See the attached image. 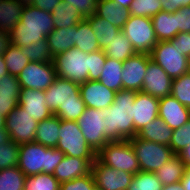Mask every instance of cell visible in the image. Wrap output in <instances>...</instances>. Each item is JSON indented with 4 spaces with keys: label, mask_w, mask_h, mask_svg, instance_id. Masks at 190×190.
I'll return each instance as SVG.
<instances>
[{
    "label": "cell",
    "mask_w": 190,
    "mask_h": 190,
    "mask_svg": "<svg viewBox=\"0 0 190 190\" xmlns=\"http://www.w3.org/2000/svg\"><path fill=\"white\" fill-rule=\"evenodd\" d=\"M136 91L122 89L115 94L113 104L105 112L104 134L110 141L129 140L137 135L133 122Z\"/></svg>",
    "instance_id": "obj_1"
},
{
    "label": "cell",
    "mask_w": 190,
    "mask_h": 190,
    "mask_svg": "<svg viewBox=\"0 0 190 190\" xmlns=\"http://www.w3.org/2000/svg\"><path fill=\"white\" fill-rule=\"evenodd\" d=\"M47 107L62 120L77 121L86 106L80 95V85L60 77L44 91Z\"/></svg>",
    "instance_id": "obj_2"
},
{
    "label": "cell",
    "mask_w": 190,
    "mask_h": 190,
    "mask_svg": "<svg viewBox=\"0 0 190 190\" xmlns=\"http://www.w3.org/2000/svg\"><path fill=\"white\" fill-rule=\"evenodd\" d=\"M53 30L52 13L32 5L24 6L20 21L9 33L10 42L22 48L46 39Z\"/></svg>",
    "instance_id": "obj_3"
},
{
    "label": "cell",
    "mask_w": 190,
    "mask_h": 190,
    "mask_svg": "<svg viewBox=\"0 0 190 190\" xmlns=\"http://www.w3.org/2000/svg\"><path fill=\"white\" fill-rule=\"evenodd\" d=\"M65 154L59 149L31 142L19 146L17 166L26 175L39 173L53 174Z\"/></svg>",
    "instance_id": "obj_4"
},
{
    "label": "cell",
    "mask_w": 190,
    "mask_h": 190,
    "mask_svg": "<svg viewBox=\"0 0 190 190\" xmlns=\"http://www.w3.org/2000/svg\"><path fill=\"white\" fill-rule=\"evenodd\" d=\"M57 77L83 84L89 80L90 53L75 47L53 57Z\"/></svg>",
    "instance_id": "obj_5"
},
{
    "label": "cell",
    "mask_w": 190,
    "mask_h": 190,
    "mask_svg": "<svg viewBox=\"0 0 190 190\" xmlns=\"http://www.w3.org/2000/svg\"><path fill=\"white\" fill-rule=\"evenodd\" d=\"M96 158L104 165L135 175L140 172L138 159L129 140L110 141L97 153Z\"/></svg>",
    "instance_id": "obj_6"
},
{
    "label": "cell",
    "mask_w": 190,
    "mask_h": 190,
    "mask_svg": "<svg viewBox=\"0 0 190 190\" xmlns=\"http://www.w3.org/2000/svg\"><path fill=\"white\" fill-rule=\"evenodd\" d=\"M138 159L140 171L156 172L173 156L168 145H162L137 136L129 139Z\"/></svg>",
    "instance_id": "obj_7"
},
{
    "label": "cell",
    "mask_w": 190,
    "mask_h": 190,
    "mask_svg": "<svg viewBox=\"0 0 190 190\" xmlns=\"http://www.w3.org/2000/svg\"><path fill=\"white\" fill-rule=\"evenodd\" d=\"M56 149L71 157L96 159V153L87 144L77 121L61 119Z\"/></svg>",
    "instance_id": "obj_8"
},
{
    "label": "cell",
    "mask_w": 190,
    "mask_h": 190,
    "mask_svg": "<svg viewBox=\"0 0 190 190\" xmlns=\"http://www.w3.org/2000/svg\"><path fill=\"white\" fill-rule=\"evenodd\" d=\"M122 31L136 53L150 55L158 43L151 18L130 15Z\"/></svg>",
    "instance_id": "obj_9"
},
{
    "label": "cell",
    "mask_w": 190,
    "mask_h": 190,
    "mask_svg": "<svg viewBox=\"0 0 190 190\" xmlns=\"http://www.w3.org/2000/svg\"><path fill=\"white\" fill-rule=\"evenodd\" d=\"M150 56L172 79L190 71V58L181 54V51L169 41L158 42Z\"/></svg>",
    "instance_id": "obj_10"
},
{
    "label": "cell",
    "mask_w": 190,
    "mask_h": 190,
    "mask_svg": "<svg viewBox=\"0 0 190 190\" xmlns=\"http://www.w3.org/2000/svg\"><path fill=\"white\" fill-rule=\"evenodd\" d=\"M77 123L87 144L95 153L110 142L104 134V110L86 107L83 114L78 118Z\"/></svg>",
    "instance_id": "obj_11"
},
{
    "label": "cell",
    "mask_w": 190,
    "mask_h": 190,
    "mask_svg": "<svg viewBox=\"0 0 190 190\" xmlns=\"http://www.w3.org/2000/svg\"><path fill=\"white\" fill-rule=\"evenodd\" d=\"M38 122L18 105L6 116L5 129L11 141L18 145L35 142Z\"/></svg>",
    "instance_id": "obj_12"
},
{
    "label": "cell",
    "mask_w": 190,
    "mask_h": 190,
    "mask_svg": "<svg viewBox=\"0 0 190 190\" xmlns=\"http://www.w3.org/2000/svg\"><path fill=\"white\" fill-rule=\"evenodd\" d=\"M57 77L53 61L33 62L29 64L17 76L21 89L45 91Z\"/></svg>",
    "instance_id": "obj_13"
},
{
    "label": "cell",
    "mask_w": 190,
    "mask_h": 190,
    "mask_svg": "<svg viewBox=\"0 0 190 190\" xmlns=\"http://www.w3.org/2000/svg\"><path fill=\"white\" fill-rule=\"evenodd\" d=\"M91 173L96 187L100 190H127L134 176L124 170L118 171L108 167L97 158L92 164Z\"/></svg>",
    "instance_id": "obj_14"
},
{
    "label": "cell",
    "mask_w": 190,
    "mask_h": 190,
    "mask_svg": "<svg viewBox=\"0 0 190 190\" xmlns=\"http://www.w3.org/2000/svg\"><path fill=\"white\" fill-rule=\"evenodd\" d=\"M173 79L155 63L152 59L148 61L141 92L161 99L170 96Z\"/></svg>",
    "instance_id": "obj_15"
},
{
    "label": "cell",
    "mask_w": 190,
    "mask_h": 190,
    "mask_svg": "<svg viewBox=\"0 0 190 190\" xmlns=\"http://www.w3.org/2000/svg\"><path fill=\"white\" fill-rule=\"evenodd\" d=\"M150 59L149 54L136 53L123 62L122 89L141 92Z\"/></svg>",
    "instance_id": "obj_16"
},
{
    "label": "cell",
    "mask_w": 190,
    "mask_h": 190,
    "mask_svg": "<svg viewBox=\"0 0 190 190\" xmlns=\"http://www.w3.org/2000/svg\"><path fill=\"white\" fill-rule=\"evenodd\" d=\"M116 92L98 80L80 84V95L86 107L103 110L113 104Z\"/></svg>",
    "instance_id": "obj_17"
},
{
    "label": "cell",
    "mask_w": 190,
    "mask_h": 190,
    "mask_svg": "<svg viewBox=\"0 0 190 190\" xmlns=\"http://www.w3.org/2000/svg\"><path fill=\"white\" fill-rule=\"evenodd\" d=\"M159 100L149 94L142 92L136 93V98L133 104V122L134 129L138 133L149 122L158 117Z\"/></svg>",
    "instance_id": "obj_18"
},
{
    "label": "cell",
    "mask_w": 190,
    "mask_h": 190,
    "mask_svg": "<svg viewBox=\"0 0 190 190\" xmlns=\"http://www.w3.org/2000/svg\"><path fill=\"white\" fill-rule=\"evenodd\" d=\"M18 105L38 123L53 115L51 110L47 107L45 94L42 90H33L30 88L21 89Z\"/></svg>",
    "instance_id": "obj_19"
},
{
    "label": "cell",
    "mask_w": 190,
    "mask_h": 190,
    "mask_svg": "<svg viewBox=\"0 0 190 190\" xmlns=\"http://www.w3.org/2000/svg\"><path fill=\"white\" fill-rule=\"evenodd\" d=\"M158 116L174 130L190 120V109L170 95L159 100Z\"/></svg>",
    "instance_id": "obj_20"
},
{
    "label": "cell",
    "mask_w": 190,
    "mask_h": 190,
    "mask_svg": "<svg viewBox=\"0 0 190 190\" xmlns=\"http://www.w3.org/2000/svg\"><path fill=\"white\" fill-rule=\"evenodd\" d=\"M95 159H84L65 155L54 170V177L60 182L70 181L91 173Z\"/></svg>",
    "instance_id": "obj_21"
},
{
    "label": "cell",
    "mask_w": 190,
    "mask_h": 190,
    "mask_svg": "<svg viewBox=\"0 0 190 190\" xmlns=\"http://www.w3.org/2000/svg\"><path fill=\"white\" fill-rule=\"evenodd\" d=\"M20 92L21 87L16 76L7 74L0 77V114L2 116L6 117L18 106Z\"/></svg>",
    "instance_id": "obj_22"
},
{
    "label": "cell",
    "mask_w": 190,
    "mask_h": 190,
    "mask_svg": "<svg viewBox=\"0 0 190 190\" xmlns=\"http://www.w3.org/2000/svg\"><path fill=\"white\" fill-rule=\"evenodd\" d=\"M172 134L173 130L158 116L144 126L136 136L141 139L169 146Z\"/></svg>",
    "instance_id": "obj_23"
},
{
    "label": "cell",
    "mask_w": 190,
    "mask_h": 190,
    "mask_svg": "<svg viewBox=\"0 0 190 190\" xmlns=\"http://www.w3.org/2000/svg\"><path fill=\"white\" fill-rule=\"evenodd\" d=\"M60 124L61 119L56 115L40 121L36 129L35 142L46 147L56 148L59 140Z\"/></svg>",
    "instance_id": "obj_24"
},
{
    "label": "cell",
    "mask_w": 190,
    "mask_h": 190,
    "mask_svg": "<svg viewBox=\"0 0 190 190\" xmlns=\"http://www.w3.org/2000/svg\"><path fill=\"white\" fill-rule=\"evenodd\" d=\"M95 13L121 30L130 16L128 9L118 6L112 0H98Z\"/></svg>",
    "instance_id": "obj_25"
},
{
    "label": "cell",
    "mask_w": 190,
    "mask_h": 190,
    "mask_svg": "<svg viewBox=\"0 0 190 190\" xmlns=\"http://www.w3.org/2000/svg\"><path fill=\"white\" fill-rule=\"evenodd\" d=\"M75 32L77 25L72 27L54 29L47 37V43L50 46L52 57L73 48L75 45Z\"/></svg>",
    "instance_id": "obj_26"
},
{
    "label": "cell",
    "mask_w": 190,
    "mask_h": 190,
    "mask_svg": "<svg viewBox=\"0 0 190 190\" xmlns=\"http://www.w3.org/2000/svg\"><path fill=\"white\" fill-rule=\"evenodd\" d=\"M151 19L158 42L170 41L177 35V22L174 12L160 11Z\"/></svg>",
    "instance_id": "obj_27"
},
{
    "label": "cell",
    "mask_w": 190,
    "mask_h": 190,
    "mask_svg": "<svg viewBox=\"0 0 190 190\" xmlns=\"http://www.w3.org/2000/svg\"><path fill=\"white\" fill-rule=\"evenodd\" d=\"M96 36L100 49L110 44V41L121 31L120 28L110 24L107 20L99 17L96 13L85 18Z\"/></svg>",
    "instance_id": "obj_28"
},
{
    "label": "cell",
    "mask_w": 190,
    "mask_h": 190,
    "mask_svg": "<svg viewBox=\"0 0 190 190\" xmlns=\"http://www.w3.org/2000/svg\"><path fill=\"white\" fill-rule=\"evenodd\" d=\"M24 5L17 0H1L0 2V30L10 31L20 21Z\"/></svg>",
    "instance_id": "obj_29"
},
{
    "label": "cell",
    "mask_w": 190,
    "mask_h": 190,
    "mask_svg": "<svg viewBox=\"0 0 190 190\" xmlns=\"http://www.w3.org/2000/svg\"><path fill=\"white\" fill-rule=\"evenodd\" d=\"M54 29L76 26L84 18L78 10L65 1H61L52 11Z\"/></svg>",
    "instance_id": "obj_30"
},
{
    "label": "cell",
    "mask_w": 190,
    "mask_h": 190,
    "mask_svg": "<svg viewBox=\"0 0 190 190\" xmlns=\"http://www.w3.org/2000/svg\"><path fill=\"white\" fill-rule=\"evenodd\" d=\"M123 62L106 57L99 82L115 92L122 90Z\"/></svg>",
    "instance_id": "obj_31"
},
{
    "label": "cell",
    "mask_w": 190,
    "mask_h": 190,
    "mask_svg": "<svg viewBox=\"0 0 190 190\" xmlns=\"http://www.w3.org/2000/svg\"><path fill=\"white\" fill-rule=\"evenodd\" d=\"M186 166L178 155H174L155 174L163 186L179 183L184 177Z\"/></svg>",
    "instance_id": "obj_32"
},
{
    "label": "cell",
    "mask_w": 190,
    "mask_h": 190,
    "mask_svg": "<svg viewBox=\"0 0 190 190\" xmlns=\"http://www.w3.org/2000/svg\"><path fill=\"white\" fill-rule=\"evenodd\" d=\"M106 57L124 62L127 58L136 54L132 44L121 30L110 44L103 48Z\"/></svg>",
    "instance_id": "obj_33"
},
{
    "label": "cell",
    "mask_w": 190,
    "mask_h": 190,
    "mask_svg": "<svg viewBox=\"0 0 190 190\" xmlns=\"http://www.w3.org/2000/svg\"><path fill=\"white\" fill-rule=\"evenodd\" d=\"M74 47L85 53H91L100 50L96 36L86 19L81 20L77 24Z\"/></svg>",
    "instance_id": "obj_34"
},
{
    "label": "cell",
    "mask_w": 190,
    "mask_h": 190,
    "mask_svg": "<svg viewBox=\"0 0 190 190\" xmlns=\"http://www.w3.org/2000/svg\"><path fill=\"white\" fill-rule=\"evenodd\" d=\"M3 58L9 74L16 77L30 62L28 57L22 54V48L14 44H10L5 50Z\"/></svg>",
    "instance_id": "obj_35"
},
{
    "label": "cell",
    "mask_w": 190,
    "mask_h": 190,
    "mask_svg": "<svg viewBox=\"0 0 190 190\" xmlns=\"http://www.w3.org/2000/svg\"><path fill=\"white\" fill-rule=\"evenodd\" d=\"M23 190H60V182L53 174L28 175L25 177Z\"/></svg>",
    "instance_id": "obj_36"
},
{
    "label": "cell",
    "mask_w": 190,
    "mask_h": 190,
    "mask_svg": "<svg viewBox=\"0 0 190 190\" xmlns=\"http://www.w3.org/2000/svg\"><path fill=\"white\" fill-rule=\"evenodd\" d=\"M25 177L18 166L0 170V190H23Z\"/></svg>",
    "instance_id": "obj_37"
},
{
    "label": "cell",
    "mask_w": 190,
    "mask_h": 190,
    "mask_svg": "<svg viewBox=\"0 0 190 190\" xmlns=\"http://www.w3.org/2000/svg\"><path fill=\"white\" fill-rule=\"evenodd\" d=\"M22 54L27 56L29 61L50 62L53 61L50 46L46 39L31 43L29 46L22 47Z\"/></svg>",
    "instance_id": "obj_38"
},
{
    "label": "cell",
    "mask_w": 190,
    "mask_h": 190,
    "mask_svg": "<svg viewBox=\"0 0 190 190\" xmlns=\"http://www.w3.org/2000/svg\"><path fill=\"white\" fill-rule=\"evenodd\" d=\"M162 183L155 172H137L127 190H162Z\"/></svg>",
    "instance_id": "obj_39"
},
{
    "label": "cell",
    "mask_w": 190,
    "mask_h": 190,
    "mask_svg": "<svg viewBox=\"0 0 190 190\" xmlns=\"http://www.w3.org/2000/svg\"><path fill=\"white\" fill-rule=\"evenodd\" d=\"M170 95L190 109V71L173 79Z\"/></svg>",
    "instance_id": "obj_40"
},
{
    "label": "cell",
    "mask_w": 190,
    "mask_h": 190,
    "mask_svg": "<svg viewBox=\"0 0 190 190\" xmlns=\"http://www.w3.org/2000/svg\"><path fill=\"white\" fill-rule=\"evenodd\" d=\"M162 11L160 0H134L129 7L130 15L152 18Z\"/></svg>",
    "instance_id": "obj_41"
},
{
    "label": "cell",
    "mask_w": 190,
    "mask_h": 190,
    "mask_svg": "<svg viewBox=\"0 0 190 190\" xmlns=\"http://www.w3.org/2000/svg\"><path fill=\"white\" fill-rule=\"evenodd\" d=\"M19 146L20 145L10 139L0 144V170L17 166Z\"/></svg>",
    "instance_id": "obj_42"
},
{
    "label": "cell",
    "mask_w": 190,
    "mask_h": 190,
    "mask_svg": "<svg viewBox=\"0 0 190 190\" xmlns=\"http://www.w3.org/2000/svg\"><path fill=\"white\" fill-rule=\"evenodd\" d=\"M188 145H190V120L173 130L169 147L174 155H178Z\"/></svg>",
    "instance_id": "obj_43"
},
{
    "label": "cell",
    "mask_w": 190,
    "mask_h": 190,
    "mask_svg": "<svg viewBox=\"0 0 190 190\" xmlns=\"http://www.w3.org/2000/svg\"><path fill=\"white\" fill-rule=\"evenodd\" d=\"M96 187L93 174L60 183V190H93Z\"/></svg>",
    "instance_id": "obj_44"
},
{
    "label": "cell",
    "mask_w": 190,
    "mask_h": 190,
    "mask_svg": "<svg viewBox=\"0 0 190 190\" xmlns=\"http://www.w3.org/2000/svg\"><path fill=\"white\" fill-rule=\"evenodd\" d=\"M106 55L103 49L90 53L89 80L97 81L103 71Z\"/></svg>",
    "instance_id": "obj_45"
},
{
    "label": "cell",
    "mask_w": 190,
    "mask_h": 190,
    "mask_svg": "<svg viewBox=\"0 0 190 190\" xmlns=\"http://www.w3.org/2000/svg\"><path fill=\"white\" fill-rule=\"evenodd\" d=\"M73 5L85 19L96 12L98 0H61Z\"/></svg>",
    "instance_id": "obj_46"
},
{
    "label": "cell",
    "mask_w": 190,
    "mask_h": 190,
    "mask_svg": "<svg viewBox=\"0 0 190 190\" xmlns=\"http://www.w3.org/2000/svg\"><path fill=\"white\" fill-rule=\"evenodd\" d=\"M174 13L177 22V34L179 32H190V5L182 7Z\"/></svg>",
    "instance_id": "obj_47"
},
{
    "label": "cell",
    "mask_w": 190,
    "mask_h": 190,
    "mask_svg": "<svg viewBox=\"0 0 190 190\" xmlns=\"http://www.w3.org/2000/svg\"><path fill=\"white\" fill-rule=\"evenodd\" d=\"M169 42L176 46L181 51V54L190 58V32H179Z\"/></svg>",
    "instance_id": "obj_48"
},
{
    "label": "cell",
    "mask_w": 190,
    "mask_h": 190,
    "mask_svg": "<svg viewBox=\"0 0 190 190\" xmlns=\"http://www.w3.org/2000/svg\"><path fill=\"white\" fill-rule=\"evenodd\" d=\"M162 11L173 13L182 7L189 6L190 0H160Z\"/></svg>",
    "instance_id": "obj_49"
},
{
    "label": "cell",
    "mask_w": 190,
    "mask_h": 190,
    "mask_svg": "<svg viewBox=\"0 0 190 190\" xmlns=\"http://www.w3.org/2000/svg\"><path fill=\"white\" fill-rule=\"evenodd\" d=\"M61 2V0H34L32 6L41 10L52 13L53 9Z\"/></svg>",
    "instance_id": "obj_50"
},
{
    "label": "cell",
    "mask_w": 190,
    "mask_h": 190,
    "mask_svg": "<svg viewBox=\"0 0 190 190\" xmlns=\"http://www.w3.org/2000/svg\"><path fill=\"white\" fill-rule=\"evenodd\" d=\"M10 44L11 42L9 34L0 30V55H3V53L9 47Z\"/></svg>",
    "instance_id": "obj_51"
},
{
    "label": "cell",
    "mask_w": 190,
    "mask_h": 190,
    "mask_svg": "<svg viewBox=\"0 0 190 190\" xmlns=\"http://www.w3.org/2000/svg\"><path fill=\"white\" fill-rule=\"evenodd\" d=\"M6 117L0 114V144L5 143L9 136L5 129Z\"/></svg>",
    "instance_id": "obj_52"
},
{
    "label": "cell",
    "mask_w": 190,
    "mask_h": 190,
    "mask_svg": "<svg viewBox=\"0 0 190 190\" xmlns=\"http://www.w3.org/2000/svg\"><path fill=\"white\" fill-rule=\"evenodd\" d=\"M186 167H190V145L186 146L182 152L178 154Z\"/></svg>",
    "instance_id": "obj_53"
},
{
    "label": "cell",
    "mask_w": 190,
    "mask_h": 190,
    "mask_svg": "<svg viewBox=\"0 0 190 190\" xmlns=\"http://www.w3.org/2000/svg\"><path fill=\"white\" fill-rule=\"evenodd\" d=\"M184 190H190V167H186L184 177L181 179Z\"/></svg>",
    "instance_id": "obj_54"
},
{
    "label": "cell",
    "mask_w": 190,
    "mask_h": 190,
    "mask_svg": "<svg viewBox=\"0 0 190 190\" xmlns=\"http://www.w3.org/2000/svg\"><path fill=\"white\" fill-rule=\"evenodd\" d=\"M9 74L8 69L6 67L3 55H0V77Z\"/></svg>",
    "instance_id": "obj_55"
},
{
    "label": "cell",
    "mask_w": 190,
    "mask_h": 190,
    "mask_svg": "<svg viewBox=\"0 0 190 190\" xmlns=\"http://www.w3.org/2000/svg\"><path fill=\"white\" fill-rule=\"evenodd\" d=\"M112 1L115 2L118 6L129 10L130 4L134 0H112Z\"/></svg>",
    "instance_id": "obj_56"
},
{
    "label": "cell",
    "mask_w": 190,
    "mask_h": 190,
    "mask_svg": "<svg viewBox=\"0 0 190 190\" xmlns=\"http://www.w3.org/2000/svg\"><path fill=\"white\" fill-rule=\"evenodd\" d=\"M162 190H184V188L182 184L179 182L171 185H165L162 187Z\"/></svg>",
    "instance_id": "obj_57"
},
{
    "label": "cell",
    "mask_w": 190,
    "mask_h": 190,
    "mask_svg": "<svg viewBox=\"0 0 190 190\" xmlns=\"http://www.w3.org/2000/svg\"><path fill=\"white\" fill-rule=\"evenodd\" d=\"M19 3L23 4L24 6L32 5L34 0H17Z\"/></svg>",
    "instance_id": "obj_58"
}]
</instances>
